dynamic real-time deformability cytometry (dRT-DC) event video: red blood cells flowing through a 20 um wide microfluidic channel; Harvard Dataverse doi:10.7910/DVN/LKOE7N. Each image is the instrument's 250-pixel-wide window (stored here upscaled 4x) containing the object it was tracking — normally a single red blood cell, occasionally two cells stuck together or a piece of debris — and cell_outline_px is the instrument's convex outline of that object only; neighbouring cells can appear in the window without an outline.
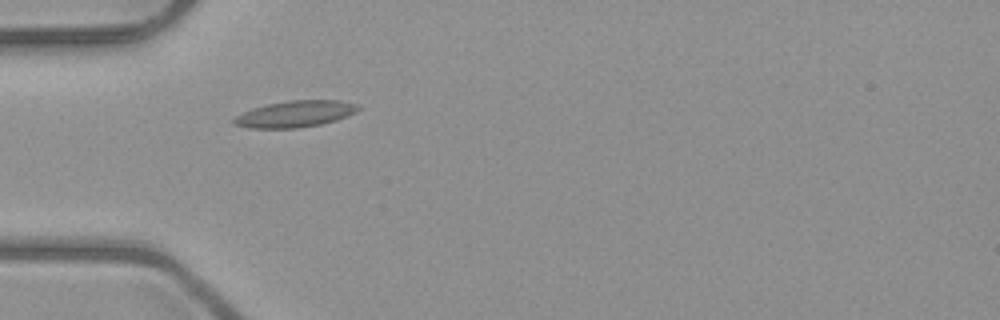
{"species": "common noctule bat (a hibernating species)", "species_latin": "Nyctalus noctula", "temperature_condition": "room temperature", "stored_images_in_passage": 36, "camera_frame_rate_fps": 3000, "um_per_image_px": 0.085, "animal": {"sex": "male", "body_mass_g": 23.1, "forearm_length_mm": 52.7}, "frame": {"image": 1, "passage_image": 1, "time_ms": 0.0, "image_size_px": [1000, 320], "cell_outline_px": [[360, 108], [356, 112], [336, 120], [320, 124], [296, 128], [248, 128], [236, 124], [232, 120], [236, 116], [252, 108], [268, 104], [288, 100], [340, 100], [356, 104]], "centroid_in_image_um": [25.09, 9.68], "position_along_channel_um": 59.9, "area_um2": 18.96}}
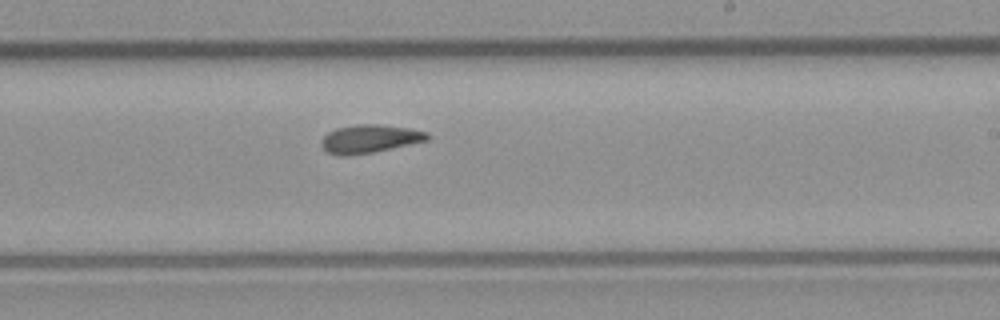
{"frame": {"image": 2, "passage_image": 16, "time_ms": 5.0, "image_size_px": [1000, 320], "cell_outline_px": [[432, 136], [428, 140], [372, 152], [348, 156], [340, 156], [328, 152], [320, 144], [320, 140], [328, 132], [336, 128], [356, 124], [376, 124], [408, 128], [428, 132]], "centroid_in_image_um": [31.41, 11.79], "position_along_channel_um": 257.6, "area_um2": 17.4}}
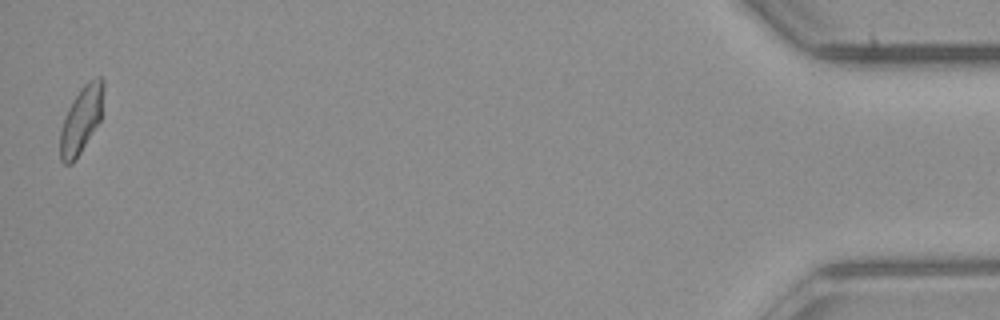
{"frame": {"image": 3, "passage_image": 36, "time_ms": 11.667, "image_size_px": [1000, 320], "cell_outline_px": [[104, 88], [100, 120], [80, 152], [72, 164], [64, 164], [60, 160], [60, 128], [68, 108], [80, 88], [88, 80], [96, 76], [104, 76]], "centroid_in_image_um": [6.91, 10.12], "position_along_channel_um": 428.3, "area_um2": 16.88}, "authors_computed_cell_mechanics": {"area_um2": 16.9932, "velocity_mm_per_s": 4.012, "shape_relaxation_time_tau1_ms": 7.3326, "shape_relaxation_time_tau2_ms": 7.2508, "deformation_change_tau1": 0.1592, "deformation_change_tau2": 0.1199}}